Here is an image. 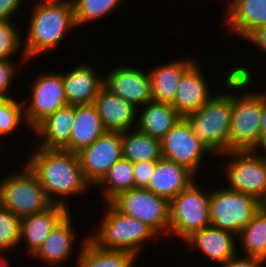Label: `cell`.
I'll return each instance as SVG.
<instances>
[{"label": "cell", "mask_w": 266, "mask_h": 267, "mask_svg": "<svg viewBox=\"0 0 266 267\" xmlns=\"http://www.w3.org/2000/svg\"><path fill=\"white\" fill-rule=\"evenodd\" d=\"M198 62L182 76L172 106L183 117L201 108L213 95Z\"/></svg>", "instance_id": "22"}, {"label": "cell", "mask_w": 266, "mask_h": 267, "mask_svg": "<svg viewBox=\"0 0 266 267\" xmlns=\"http://www.w3.org/2000/svg\"><path fill=\"white\" fill-rule=\"evenodd\" d=\"M28 88L31 97L27 104L26 100L23 101L24 115L32 131L48 116L68 105L60 72L42 74Z\"/></svg>", "instance_id": "11"}, {"label": "cell", "mask_w": 266, "mask_h": 267, "mask_svg": "<svg viewBox=\"0 0 266 267\" xmlns=\"http://www.w3.org/2000/svg\"><path fill=\"white\" fill-rule=\"evenodd\" d=\"M238 64L231 68L233 74L231 76V90L233 93L229 151H250L261 137L263 93L262 91L257 90L256 92L247 89L249 84H252L254 74L247 66ZM235 90H238L237 92L241 90V94L234 93Z\"/></svg>", "instance_id": "2"}, {"label": "cell", "mask_w": 266, "mask_h": 267, "mask_svg": "<svg viewBox=\"0 0 266 267\" xmlns=\"http://www.w3.org/2000/svg\"><path fill=\"white\" fill-rule=\"evenodd\" d=\"M156 162L133 163L135 188H146L150 182V177L154 173Z\"/></svg>", "instance_id": "36"}, {"label": "cell", "mask_w": 266, "mask_h": 267, "mask_svg": "<svg viewBox=\"0 0 266 267\" xmlns=\"http://www.w3.org/2000/svg\"><path fill=\"white\" fill-rule=\"evenodd\" d=\"M250 152L254 156L266 160V136H261Z\"/></svg>", "instance_id": "40"}, {"label": "cell", "mask_w": 266, "mask_h": 267, "mask_svg": "<svg viewBox=\"0 0 266 267\" xmlns=\"http://www.w3.org/2000/svg\"><path fill=\"white\" fill-rule=\"evenodd\" d=\"M110 203L120 212L148 225L158 236L168 237L170 202L167 199L146 188H133L121 192Z\"/></svg>", "instance_id": "9"}, {"label": "cell", "mask_w": 266, "mask_h": 267, "mask_svg": "<svg viewBox=\"0 0 266 267\" xmlns=\"http://www.w3.org/2000/svg\"><path fill=\"white\" fill-rule=\"evenodd\" d=\"M246 40L250 45L253 44L252 46L257 47L266 53V25L257 28L245 39V41Z\"/></svg>", "instance_id": "39"}, {"label": "cell", "mask_w": 266, "mask_h": 267, "mask_svg": "<svg viewBox=\"0 0 266 267\" xmlns=\"http://www.w3.org/2000/svg\"><path fill=\"white\" fill-rule=\"evenodd\" d=\"M264 204L253 196L222 187L211 190V225L237 237Z\"/></svg>", "instance_id": "8"}, {"label": "cell", "mask_w": 266, "mask_h": 267, "mask_svg": "<svg viewBox=\"0 0 266 267\" xmlns=\"http://www.w3.org/2000/svg\"><path fill=\"white\" fill-rule=\"evenodd\" d=\"M193 181L170 201L168 236L176 235L183 241L197 230L211 225L210 196Z\"/></svg>", "instance_id": "7"}, {"label": "cell", "mask_w": 266, "mask_h": 267, "mask_svg": "<svg viewBox=\"0 0 266 267\" xmlns=\"http://www.w3.org/2000/svg\"><path fill=\"white\" fill-rule=\"evenodd\" d=\"M93 104L106 131L122 133L136 128L137 108L105 87Z\"/></svg>", "instance_id": "17"}, {"label": "cell", "mask_w": 266, "mask_h": 267, "mask_svg": "<svg viewBox=\"0 0 266 267\" xmlns=\"http://www.w3.org/2000/svg\"><path fill=\"white\" fill-rule=\"evenodd\" d=\"M15 22L0 21V61L12 60L14 55L21 54L20 62H29L25 56V53L19 52V49L23 48V36L21 31L17 30ZM19 52V53H18Z\"/></svg>", "instance_id": "33"}, {"label": "cell", "mask_w": 266, "mask_h": 267, "mask_svg": "<svg viewBox=\"0 0 266 267\" xmlns=\"http://www.w3.org/2000/svg\"><path fill=\"white\" fill-rule=\"evenodd\" d=\"M162 157L185 166L195 175L202 167L203 157L213 153L193 133L182 117L161 140ZM209 154V155H208Z\"/></svg>", "instance_id": "12"}, {"label": "cell", "mask_w": 266, "mask_h": 267, "mask_svg": "<svg viewBox=\"0 0 266 267\" xmlns=\"http://www.w3.org/2000/svg\"><path fill=\"white\" fill-rule=\"evenodd\" d=\"M20 223V218L0 205V254L7 255L9 251L18 248Z\"/></svg>", "instance_id": "34"}, {"label": "cell", "mask_w": 266, "mask_h": 267, "mask_svg": "<svg viewBox=\"0 0 266 267\" xmlns=\"http://www.w3.org/2000/svg\"><path fill=\"white\" fill-rule=\"evenodd\" d=\"M237 236L212 225L197 230L184 242L196 247L205 257L221 265L238 252Z\"/></svg>", "instance_id": "19"}, {"label": "cell", "mask_w": 266, "mask_h": 267, "mask_svg": "<svg viewBox=\"0 0 266 267\" xmlns=\"http://www.w3.org/2000/svg\"><path fill=\"white\" fill-rule=\"evenodd\" d=\"M13 60L0 61V95L10 96L9 90L12 88L13 79L17 78V63Z\"/></svg>", "instance_id": "35"}, {"label": "cell", "mask_w": 266, "mask_h": 267, "mask_svg": "<svg viewBox=\"0 0 266 267\" xmlns=\"http://www.w3.org/2000/svg\"><path fill=\"white\" fill-rule=\"evenodd\" d=\"M77 28L105 17L121 3L122 0H71ZM94 20V21H93Z\"/></svg>", "instance_id": "31"}, {"label": "cell", "mask_w": 266, "mask_h": 267, "mask_svg": "<svg viewBox=\"0 0 266 267\" xmlns=\"http://www.w3.org/2000/svg\"><path fill=\"white\" fill-rule=\"evenodd\" d=\"M33 6L27 35L23 38L22 51L28 61L53 51L67 32L77 29L71 0Z\"/></svg>", "instance_id": "3"}, {"label": "cell", "mask_w": 266, "mask_h": 267, "mask_svg": "<svg viewBox=\"0 0 266 267\" xmlns=\"http://www.w3.org/2000/svg\"><path fill=\"white\" fill-rule=\"evenodd\" d=\"M83 239L76 259L77 267H133L137 262L138 256L132 252L103 249L96 246L89 236Z\"/></svg>", "instance_id": "27"}, {"label": "cell", "mask_w": 266, "mask_h": 267, "mask_svg": "<svg viewBox=\"0 0 266 267\" xmlns=\"http://www.w3.org/2000/svg\"><path fill=\"white\" fill-rule=\"evenodd\" d=\"M24 115V102L16 101L14 97L0 95V136L12 135L23 122L26 124Z\"/></svg>", "instance_id": "32"}, {"label": "cell", "mask_w": 266, "mask_h": 267, "mask_svg": "<svg viewBox=\"0 0 266 267\" xmlns=\"http://www.w3.org/2000/svg\"><path fill=\"white\" fill-rule=\"evenodd\" d=\"M181 118L172 104L151 101L137 109L136 129L161 141Z\"/></svg>", "instance_id": "26"}, {"label": "cell", "mask_w": 266, "mask_h": 267, "mask_svg": "<svg viewBox=\"0 0 266 267\" xmlns=\"http://www.w3.org/2000/svg\"><path fill=\"white\" fill-rule=\"evenodd\" d=\"M102 190V196L105 202H110L121 192L135 188L133 163L128 159L118 160L96 185Z\"/></svg>", "instance_id": "29"}, {"label": "cell", "mask_w": 266, "mask_h": 267, "mask_svg": "<svg viewBox=\"0 0 266 267\" xmlns=\"http://www.w3.org/2000/svg\"><path fill=\"white\" fill-rule=\"evenodd\" d=\"M64 1H69V0H36V5L37 4L60 3Z\"/></svg>", "instance_id": "42"}, {"label": "cell", "mask_w": 266, "mask_h": 267, "mask_svg": "<svg viewBox=\"0 0 266 267\" xmlns=\"http://www.w3.org/2000/svg\"><path fill=\"white\" fill-rule=\"evenodd\" d=\"M224 24L232 34L244 40L266 25V0H229Z\"/></svg>", "instance_id": "21"}, {"label": "cell", "mask_w": 266, "mask_h": 267, "mask_svg": "<svg viewBox=\"0 0 266 267\" xmlns=\"http://www.w3.org/2000/svg\"><path fill=\"white\" fill-rule=\"evenodd\" d=\"M220 155L229 157L223 169L227 188L249 194L266 205V160L250 151H228Z\"/></svg>", "instance_id": "10"}, {"label": "cell", "mask_w": 266, "mask_h": 267, "mask_svg": "<svg viewBox=\"0 0 266 267\" xmlns=\"http://www.w3.org/2000/svg\"><path fill=\"white\" fill-rule=\"evenodd\" d=\"M261 136H266V97L263 94V109L260 123Z\"/></svg>", "instance_id": "41"}, {"label": "cell", "mask_w": 266, "mask_h": 267, "mask_svg": "<svg viewBox=\"0 0 266 267\" xmlns=\"http://www.w3.org/2000/svg\"><path fill=\"white\" fill-rule=\"evenodd\" d=\"M106 208L96 232L88 235L98 247L111 250H123L140 256L142 245L158 235L145 223L117 210L110 202ZM142 248V250H141Z\"/></svg>", "instance_id": "5"}, {"label": "cell", "mask_w": 266, "mask_h": 267, "mask_svg": "<svg viewBox=\"0 0 266 267\" xmlns=\"http://www.w3.org/2000/svg\"><path fill=\"white\" fill-rule=\"evenodd\" d=\"M195 63L193 58H179L150 68L152 101L172 104L183 74Z\"/></svg>", "instance_id": "23"}, {"label": "cell", "mask_w": 266, "mask_h": 267, "mask_svg": "<svg viewBox=\"0 0 266 267\" xmlns=\"http://www.w3.org/2000/svg\"><path fill=\"white\" fill-rule=\"evenodd\" d=\"M69 212L49 233L39 250L32 256L42 261L48 267H57L68 261L75 248L73 247L79 235L75 231ZM74 249V250H73ZM72 253V254H71Z\"/></svg>", "instance_id": "16"}, {"label": "cell", "mask_w": 266, "mask_h": 267, "mask_svg": "<svg viewBox=\"0 0 266 267\" xmlns=\"http://www.w3.org/2000/svg\"><path fill=\"white\" fill-rule=\"evenodd\" d=\"M104 87L139 109L152 101L148 70L131 65H118L104 75Z\"/></svg>", "instance_id": "14"}, {"label": "cell", "mask_w": 266, "mask_h": 267, "mask_svg": "<svg viewBox=\"0 0 266 267\" xmlns=\"http://www.w3.org/2000/svg\"><path fill=\"white\" fill-rule=\"evenodd\" d=\"M237 252L231 259L219 267H263L266 261L259 257L244 255L240 258ZM263 264V265H262ZM265 267V266H264Z\"/></svg>", "instance_id": "37"}, {"label": "cell", "mask_w": 266, "mask_h": 267, "mask_svg": "<svg viewBox=\"0 0 266 267\" xmlns=\"http://www.w3.org/2000/svg\"><path fill=\"white\" fill-rule=\"evenodd\" d=\"M14 173V174H13ZM0 180V205L16 217L40 213L53 203L48 199L36 174L27 164Z\"/></svg>", "instance_id": "6"}, {"label": "cell", "mask_w": 266, "mask_h": 267, "mask_svg": "<svg viewBox=\"0 0 266 267\" xmlns=\"http://www.w3.org/2000/svg\"><path fill=\"white\" fill-rule=\"evenodd\" d=\"M25 0H0V21H11ZM16 12V13H15Z\"/></svg>", "instance_id": "38"}, {"label": "cell", "mask_w": 266, "mask_h": 267, "mask_svg": "<svg viewBox=\"0 0 266 267\" xmlns=\"http://www.w3.org/2000/svg\"><path fill=\"white\" fill-rule=\"evenodd\" d=\"M78 63L72 69L62 73L63 88L68 105L93 104L100 90L104 87V77L97 73L94 66Z\"/></svg>", "instance_id": "15"}, {"label": "cell", "mask_w": 266, "mask_h": 267, "mask_svg": "<svg viewBox=\"0 0 266 267\" xmlns=\"http://www.w3.org/2000/svg\"><path fill=\"white\" fill-rule=\"evenodd\" d=\"M230 70V71H229ZM224 75L223 86L228 89L223 93H215L201 108L188 113L183 118L189 124L192 133L213 154L229 151V132L232 113L231 76L232 69ZM228 87V88H227ZM217 94V95H216Z\"/></svg>", "instance_id": "4"}, {"label": "cell", "mask_w": 266, "mask_h": 267, "mask_svg": "<svg viewBox=\"0 0 266 267\" xmlns=\"http://www.w3.org/2000/svg\"><path fill=\"white\" fill-rule=\"evenodd\" d=\"M237 238L245 255L266 261V205L260 208Z\"/></svg>", "instance_id": "30"}, {"label": "cell", "mask_w": 266, "mask_h": 267, "mask_svg": "<svg viewBox=\"0 0 266 267\" xmlns=\"http://www.w3.org/2000/svg\"><path fill=\"white\" fill-rule=\"evenodd\" d=\"M75 120L64 150L78 153L106 132L94 104L74 106Z\"/></svg>", "instance_id": "25"}, {"label": "cell", "mask_w": 266, "mask_h": 267, "mask_svg": "<svg viewBox=\"0 0 266 267\" xmlns=\"http://www.w3.org/2000/svg\"><path fill=\"white\" fill-rule=\"evenodd\" d=\"M26 164L36 174L53 204L69 207L68 196L86 194L91 185L85 180L78 155L64 149H46L35 145ZM60 198V199H59ZM64 199V200H63Z\"/></svg>", "instance_id": "1"}, {"label": "cell", "mask_w": 266, "mask_h": 267, "mask_svg": "<svg viewBox=\"0 0 266 267\" xmlns=\"http://www.w3.org/2000/svg\"><path fill=\"white\" fill-rule=\"evenodd\" d=\"M196 179L197 175L185 166L162 157L156 162L146 189L170 202Z\"/></svg>", "instance_id": "20"}, {"label": "cell", "mask_w": 266, "mask_h": 267, "mask_svg": "<svg viewBox=\"0 0 266 267\" xmlns=\"http://www.w3.org/2000/svg\"><path fill=\"white\" fill-rule=\"evenodd\" d=\"M85 180L96 186L122 156V135L106 131L77 153Z\"/></svg>", "instance_id": "13"}, {"label": "cell", "mask_w": 266, "mask_h": 267, "mask_svg": "<svg viewBox=\"0 0 266 267\" xmlns=\"http://www.w3.org/2000/svg\"><path fill=\"white\" fill-rule=\"evenodd\" d=\"M69 208L52 204L46 210L21 218L19 244L27 243V252L32 257L42 246L50 231L69 213Z\"/></svg>", "instance_id": "18"}, {"label": "cell", "mask_w": 266, "mask_h": 267, "mask_svg": "<svg viewBox=\"0 0 266 267\" xmlns=\"http://www.w3.org/2000/svg\"><path fill=\"white\" fill-rule=\"evenodd\" d=\"M122 156L132 163L157 162L162 158L161 141L137 129L122 132Z\"/></svg>", "instance_id": "28"}, {"label": "cell", "mask_w": 266, "mask_h": 267, "mask_svg": "<svg viewBox=\"0 0 266 267\" xmlns=\"http://www.w3.org/2000/svg\"><path fill=\"white\" fill-rule=\"evenodd\" d=\"M6 254H0V267H10L8 259L5 257Z\"/></svg>", "instance_id": "43"}, {"label": "cell", "mask_w": 266, "mask_h": 267, "mask_svg": "<svg viewBox=\"0 0 266 267\" xmlns=\"http://www.w3.org/2000/svg\"><path fill=\"white\" fill-rule=\"evenodd\" d=\"M74 120V106L58 109L33 130L40 139L35 145L46 149H64L70 142Z\"/></svg>", "instance_id": "24"}]
</instances>
